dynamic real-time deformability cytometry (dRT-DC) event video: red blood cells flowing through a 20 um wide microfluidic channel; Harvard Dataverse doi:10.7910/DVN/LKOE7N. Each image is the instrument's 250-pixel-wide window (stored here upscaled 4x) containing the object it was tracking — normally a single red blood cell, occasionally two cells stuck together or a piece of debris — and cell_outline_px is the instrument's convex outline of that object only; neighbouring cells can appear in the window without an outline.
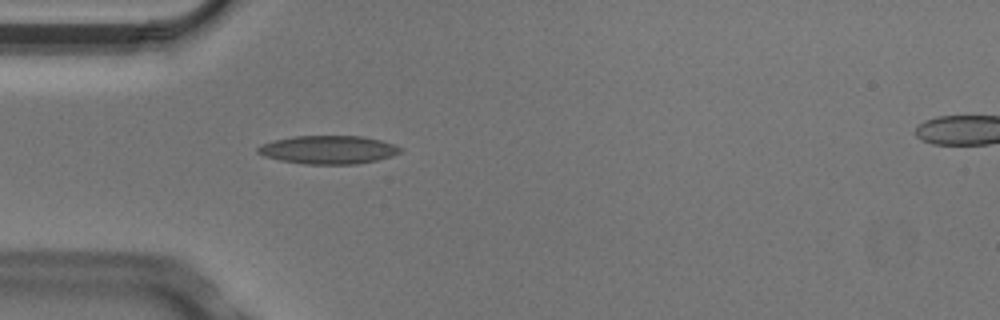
{"species": "Egyptian fruit bat (a non-hibernating species)", "species_latin": "Rousettus aegyptiacus", "temperature_condition": "cold", "stored_images_in_passage": 5, "segment_of_instrument_passage": [1, 2], "camera_frame_rate_fps": 3000, "um_per_image_px": 0.085, "animal": {"sex": "male"}, "frame": {"image": 1, "passage_image": 4, "time_ms": 1.0, "image_size_px": [1000, 320], "cell_outline_px": [[404, 148], [400, 152], [392, 156], [376, 160], [356, 164], [304, 164], [280, 160], [264, 156], [256, 152], [256, 148], [260, 144], [292, 136], [364, 136], [380, 140]], "centroid_in_image_um": [27.89, 12.73], "position_along_channel_um": 57.1, "area_um2": 23.52}}